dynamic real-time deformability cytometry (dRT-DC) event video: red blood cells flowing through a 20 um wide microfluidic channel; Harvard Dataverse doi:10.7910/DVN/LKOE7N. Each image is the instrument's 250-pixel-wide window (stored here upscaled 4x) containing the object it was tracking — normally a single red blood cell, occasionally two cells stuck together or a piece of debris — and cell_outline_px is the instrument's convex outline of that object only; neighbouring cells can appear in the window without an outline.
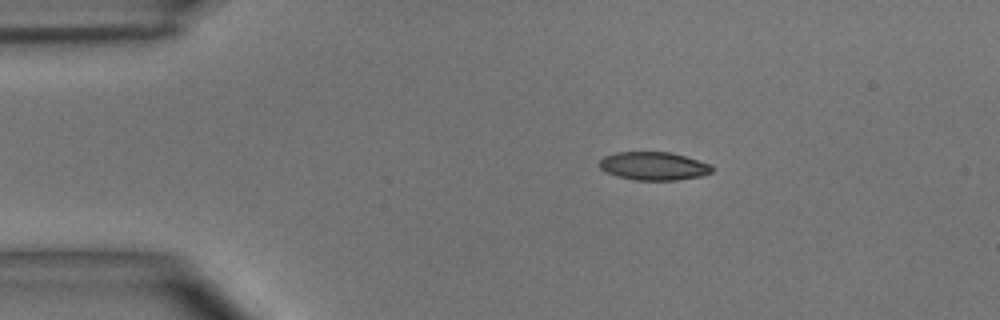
{"species": "common noctule bat (a hibernating species)", "species_latin": "Nyctalus noctula", "temperature_condition": "room temperature", "stored_images_in_passage": 41, "camera_frame_rate_fps": 3000, "um_per_image_px": 0.085, "animal": {"sex": "male", "body_mass_g": 15.6}, "frame": {"image": 1, "passage_image": 1, "time_ms": 0.0, "image_size_px": [1000, 320], "cell_outline_px": [[712, 172], [700, 176], [676, 180], [636, 180], [616, 176], [600, 168], [600, 160], [604, 156], [616, 152], [672, 152], [708, 164], [712, 168]], "centroid_in_image_um": [55.53, 14.11], "position_along_channel_um": 29.5, "area_um2": 18.26}}
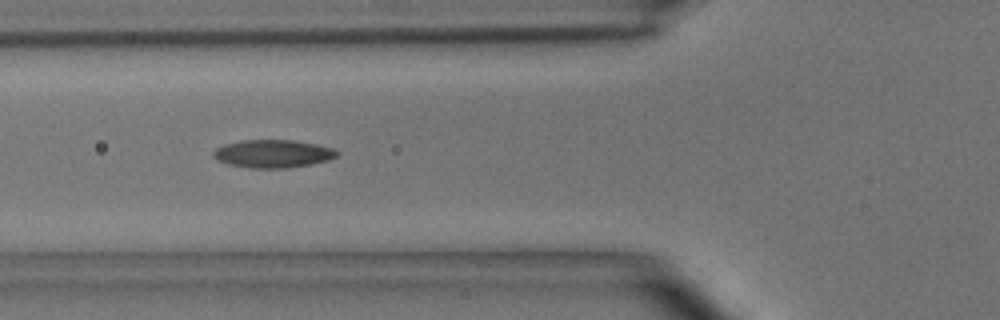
{"frame": {"image": 2, "passage_image": 10, "time_ms": 3.0, "image_size_px": [1000, 320], "cell_outline_px": [[340, 152], [336, 156], [328, 160], [288, 168], [252, 168], [228, 164], [212, 156], [212, 152], [216, 148], [224, 144], [244, 140], [292, 140], [316, 144], [332, 148]], "centroid_in_image_um": [23.18, 13.06], "position_along_channel_um": 102.6, "area_um2": 19.94}}
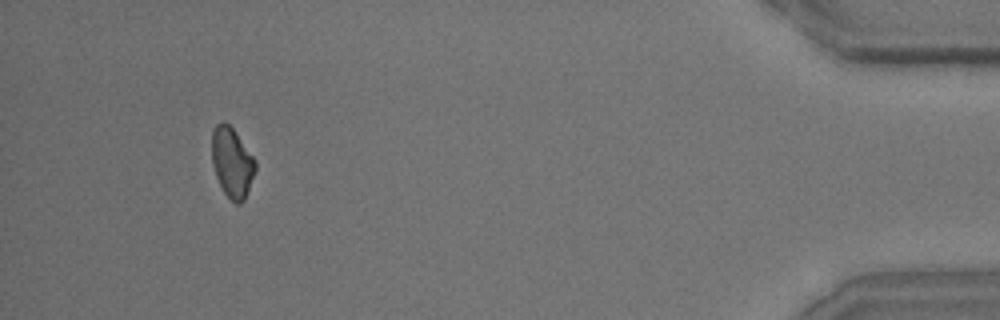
{"frame": {"image": 3, "passage_image": 38, "time_ms": 12.333, "image_size_px": [1000, 320], "cell_outline_px": [[256, 168], [244, 200], [240, 204], [236, 204], [224, 192], [216, 176], [212, 160], [212, 128], [216, 124], [224, 120], [236, 132], [256, 160]], "centroid_in_image_um": [19.72, 13.77], "position_along_channel_um": 415.5, "area_um2": 17.63}, "authors_computed_cell_mechanics": {"area_um2": 18.785, "velocity_mm_per_s": 4.0744, "shape_relaxation_time_tau1_ms": 4.5587, "shape_relaxation_time_tau2_ms": 2.8084, "deformation_change_tau1": 0.147, "deformation_change_tau2": 0.0668}}